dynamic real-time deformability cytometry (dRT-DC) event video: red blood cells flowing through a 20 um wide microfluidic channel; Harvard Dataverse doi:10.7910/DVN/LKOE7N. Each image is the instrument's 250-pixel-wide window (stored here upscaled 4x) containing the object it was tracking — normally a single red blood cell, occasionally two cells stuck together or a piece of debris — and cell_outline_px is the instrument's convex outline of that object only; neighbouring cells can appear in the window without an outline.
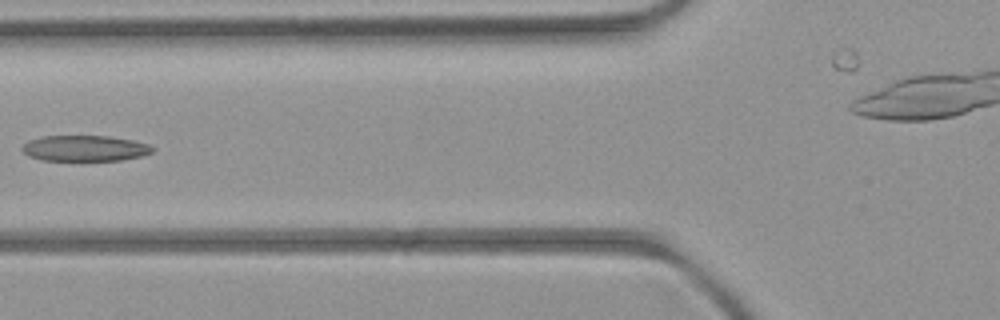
{"species": "common noctule bat (a hibernating species)", "species_latin": "Nyctalus noctula", "temperature_condition": "room temperature", "stored_images_in_passage": 6, "camera_frame_rate_fps": 3000, "um_per_image_px": 0.085, "animal": {"sex": "female", "body_mass_g": 21.9}, "frame": {"image": 1, "passage_image": 4, "time_ms": 3.667, "image_size_px": [1000, 320], "cell_outline_px": [[156, 148], [152, 152], [140, 156], [120, 160], [44, 160], [28, 156], [20, 148], [28, 140], [44, 136], [108, 136], [132, 140], [148, 144]], "centroid_in_image_um": [7.2, 12.6], "position_along_channel_um": 118.6, "area_um2": 19.48}}
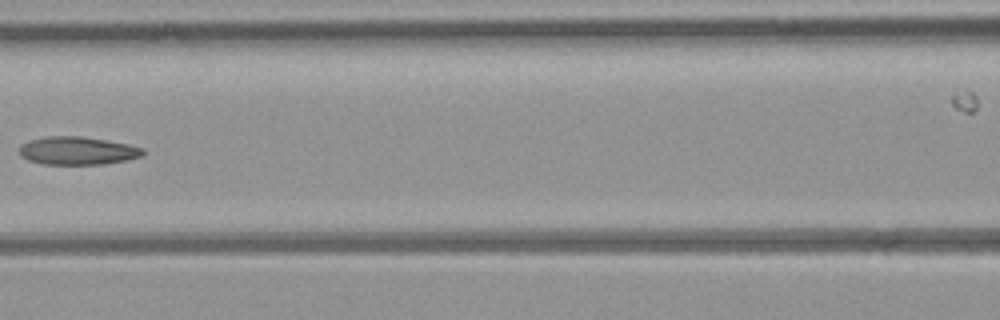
{"frame": {"image": 2, "passage_image": 5, "time_ms": 4.667, "image_size_px": [1000, 320], "cell_outline_px": [[144, 152], [140, 156], [124, 160], [104, 164], [44, 164], [28, 160], [20, 156], [20, 144], [28, 140], [48, 136], [80, 136], [128, 144], [144, 148]], "centroid_in_image_um": [6.54, 12.81], "position_along_channel_um": 160.1, "area_um2": 20.06}}
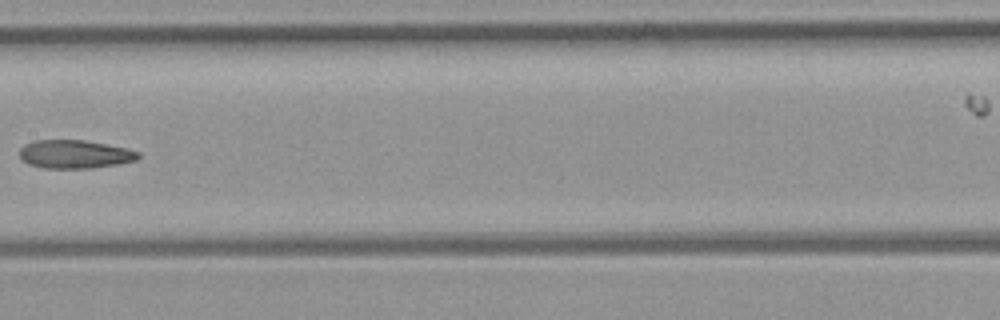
{"frame": {"image": 3, "passage_image": 6, "time_ms": 5.667, "image_size_px": [1000, 320], "cell_outline_px": [[140, 156], [136, 160], [116, 164], [92, 168], [44, 168], [28, 164], [20, 156], [20, 148], [24, 144], [36, 140], [84, 140], [128, 148], [140, 152]], "centroid_in_image_um": [6.36, 13.1], "position_along_channel_um": 201.0, "area_um2": 19.59}}